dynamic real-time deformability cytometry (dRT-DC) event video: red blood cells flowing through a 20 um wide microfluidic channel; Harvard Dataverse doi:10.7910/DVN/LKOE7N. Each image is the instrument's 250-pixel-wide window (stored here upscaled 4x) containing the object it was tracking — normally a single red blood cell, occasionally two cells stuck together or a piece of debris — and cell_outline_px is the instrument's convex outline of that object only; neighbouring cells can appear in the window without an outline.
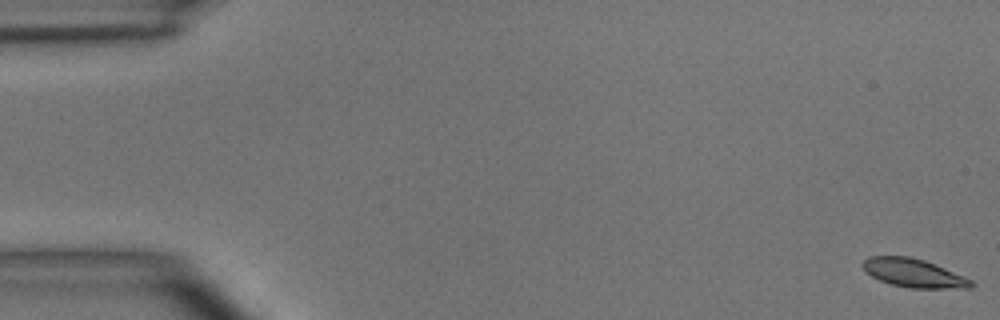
{"species": "common noctule bat (a hibernating species)", "species_latin": "Nyctalus noctula", "temperature_condition": "room temperature", "stored_images_in_passage": 5, "camera_frame_rate_fps": 3000, "um_per_image_px": 0.085, "animal": {"sex": "male", "body_mass_g": 15.6}, "frame": {"image": 1, "passage_image": 1, "time_ms": 0.0, "image_size_px": [1000, 320], "cell_outline_px": [[976, 284], [972, 288], [908, 288], [892, 284], [880, 280], [872, 276], [860, 264], [868, 256], [908, 256], [924, 260], [964, 276], [972, 280]], "centroid_in_image_um": [77.68, 23.21], "position_along_channel_um": 7.3, "area_um2": 17.92}}
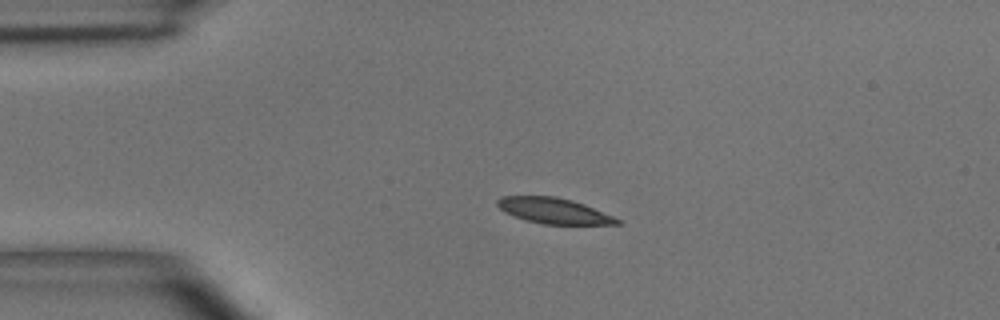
{"frame": {"image": 2, "passage_image": 4, "time_ms": 3.667, "image_size_px": [1000, 320], "cell_outline_px": [[624, 224], [544, 224], [528, 220], [504, 212], [496, 204], [496, 200], [500, 196], [556, 196], [572, 200], [584, 204], [624, 220]], "centroid_in_image_um": [47.12, 17.91], "position_along_channel_um": 37.9, "area_um2": 17.92}}